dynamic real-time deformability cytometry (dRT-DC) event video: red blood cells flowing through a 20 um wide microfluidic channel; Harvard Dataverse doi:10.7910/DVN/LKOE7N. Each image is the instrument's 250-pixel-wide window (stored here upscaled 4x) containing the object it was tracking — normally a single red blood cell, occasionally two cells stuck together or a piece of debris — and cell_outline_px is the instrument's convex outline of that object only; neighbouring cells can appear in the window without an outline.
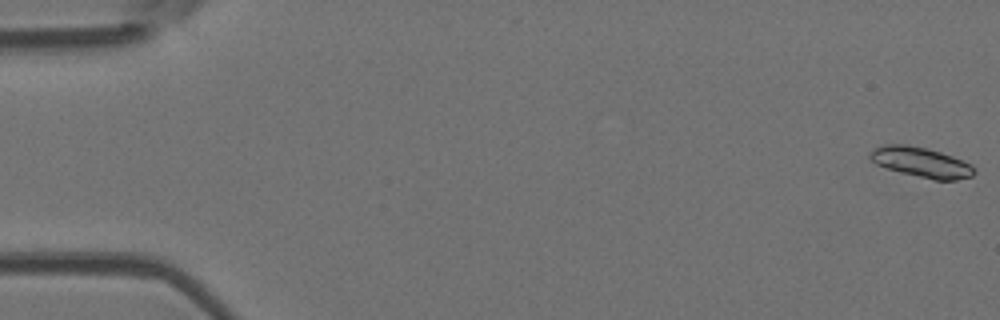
{"species": "Egyptian fruit bat (a non-hibernating species)", "species_latin": "Rousettus aegyptiacus", "temperature_condition": "room temperature", "stored_images_in_passage": 52, "segment_of_instrument_passage": [1, 2], "camera_frame_rate_fps": 3000, "um_per_image_px": 0.085, "animal": {"sex": "female"}, "frame": {"image": 1, "passage_image": 1, "time_ms": 0.0, "image_size_px": [1000, 320], "cell_outline_px": [[976, 172], [972, 176], [956, 180], [936, 180], [900, 172], [876, 164], [868, 156], [876, 148], [884, 144], [908, 144], [928, 148], [952, 156], [972, 164], [976, 168]], "centroid_in_image_um": [78.35, 13.78], "position_along_channel_um": 6.6, "area_um2": 18.21}}
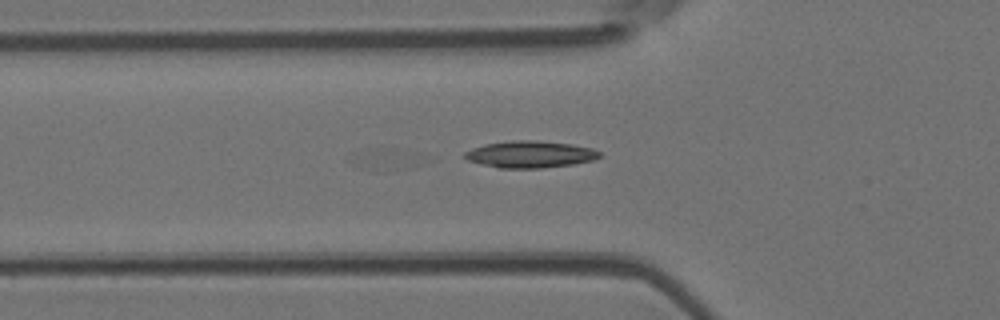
{"frame": {"image": 2, "passage_image": 18, "time_ms": 5.667, "image_size_px": [1000, 320], "cell_outline_px": [[600, 156], [596, 160], [572, 164], [540, 168], [500, 168], [480, 164], [468, 160], [464, 156], [464, 152], [472, 148], [484, 144], [512, 140], [536, 140], [572, 144], [592, 148], [600, 152]], "centroid_in_image_um": [45.06, 13.11], "position_along_channel_um": 80.7, "area_um2": 21.15}}